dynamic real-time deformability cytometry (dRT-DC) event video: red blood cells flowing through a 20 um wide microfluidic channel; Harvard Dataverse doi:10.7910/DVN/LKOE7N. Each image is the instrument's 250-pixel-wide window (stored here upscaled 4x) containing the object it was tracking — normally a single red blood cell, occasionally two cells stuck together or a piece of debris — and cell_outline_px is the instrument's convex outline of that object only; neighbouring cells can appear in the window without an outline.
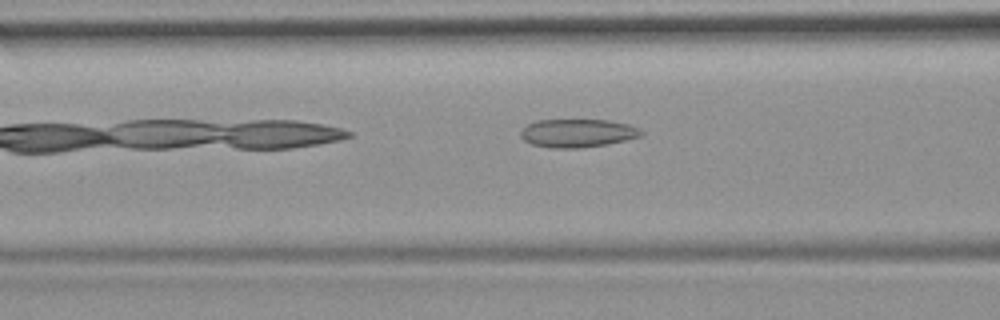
{"species": "common noctule bat (a hibernating species)", "species_latin": "Nyctalus noctula", "temperature_condition": "room temperature", "stored_images_in_passage": 39, "camera_frame_rate_fps": 3000, "um_per_image_px": 0.085, "animal": {"sex": "female", "body_mass_g": 19.9}, "frame": {"image": 1, "passage_image": 7, "time_ms": 2.0, "image_size_px": [1000, 320], "cell_outline_px": [[644, 132], [640, 136], [608, 144], [576, 148], [552, 148], [532, 144], [524, 140], [520, 136], [520, 132], [528, 124], [536, 120], [608, 120], [628, 124], [640, 128]], "centroid_in_image_um": [49.09, 11.31], "position_along_channel_um": 117.5, "area_um2": 19.77}}
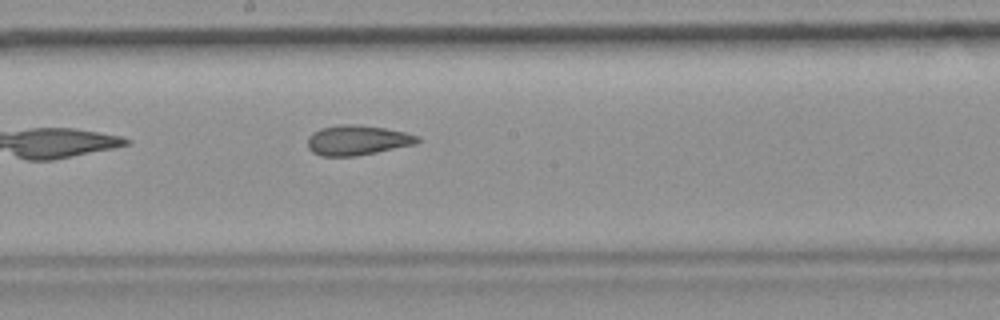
{"frame": {"image": 2, "passage_image": 15, "time_ms": 4.667, "image_size_px": [1000, 320], "cell_outline_px": [[420, 140], [416, 144], [356, 156], [320, 156], [312, 152], [308, 148], [308, 136], [312, 132], [320, 128], [336, 124], [360, 124], [384, 128], [404, 132], [420, 136]], "centroid_in_image_um": [30.34, 11.91], "position_along_channel_um": 217.9, "area_um2": 19.36}}
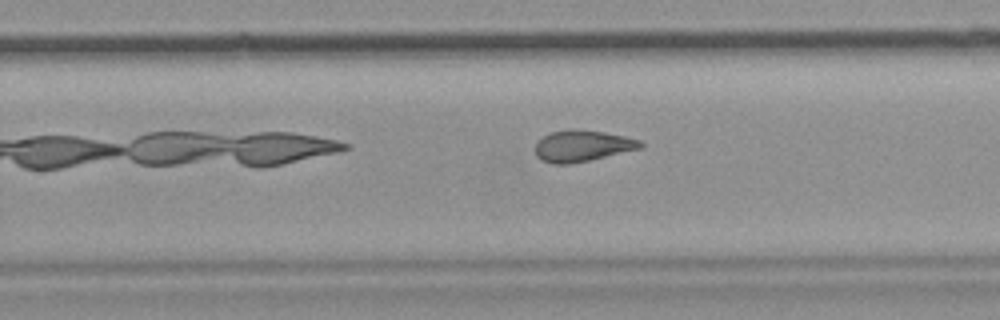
{"frame": {"image": 3, "passage_image": 20, "time_ms": 6.333, "image_size_px": [1000, 320], "cell_outline_px": [[644, 148], [588, 160], [568, 164], [552, 164], [540, 160], [536, 156], [536, 144], [544, 136], [552, 132], [568, 128], [576, 128], [604, 132], [624, 136], [640, 140], [644, 144]], "centroid_in_image_um": [49.51, 12.39], "position_along_channel_um": 280.3, "area_um2": 19.31}, "authors_computed_cell_mechanics": {"area_um2": 19.8832, "velocity_mm_per_s": 3.769, "shape_relaxation_time_tau1_ms": null, "shape_relaxation_time_tau2_ms": 2.2221, "deformation_change_tau1": null, "deformation_change_tau2": 0.1024}}